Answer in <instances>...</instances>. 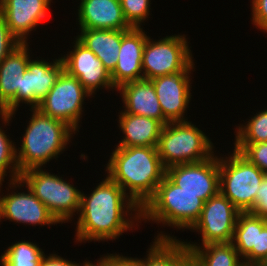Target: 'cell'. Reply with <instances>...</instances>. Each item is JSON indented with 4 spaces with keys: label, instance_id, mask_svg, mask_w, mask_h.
Masks as SVG:
<instances>
[{
    "label": "cell",
    "instance_id": "31",
    "mask_svg": "<svg viewBox=\"0 0 267 266\" xmlns=\"http://www.w3.org/2000/svg\"><path fill=\"white\" fill-rule=\"evenodd\" d=\"M267 259V219L257 216L256 248L242 259L245 263L262 264Z\"/></svg>",
    "mask_w": 267,
    "mask_h": 266
},
{
    "label": "cell",
    "instance_id": "25",
    "mask_svg": "<svg viewBox=\"0 0 267 266\" xmlns=\"http://www.w3.org/2000/svg\"><path fill=\"white\" fill-rule=\"evenodd\" d=\"M0 117L2 121V126H0V183H4L5 176L10 177L8 181L19 179L20 172L16 158L17 146H15V142L10 139V136L6 134L7 129L4 130L3 128V125L5 128H7V125L9 126L15 114L1 113Z\"/></svg>",
    "mask_w": 267,
    "mask_h": 266
},
{
    "label": "cell",
    "instance_id": "1",
    "mask_svg": "<svg viewBox=\"0 0 267 266\" xmlns=\"http://www.w3.org/2000/svg\"><path fill=\"white\" fill-rule=\"evenodd\" d=\"M94 188L90 195L82 191L75 242H113L124 232L138 229L141 208L116 182L106 175Z\"/></svg>",
    "mask_w": 267,
    "mask_h": 266
},
{
    "label": "cell",
    "instance_id": "29",
    "mask_svg": "<svg viewBox=\"0 0 267 266\" xmlns=\"http://www.w3.org/2000/svg\"><path fill=\"white\" fill-rule=\"evenodd\" d=\"M150 2L151 0H120L125 19L133 28H141L144 25L142 23L150 18Z\"/></svg>",
    "mask_w": 267,
    "mask_h": 266
},
{
    "label": "cell",
    "instance_id": "6",
    "mask_svg": "<svg viewBox=\"0 0 267 266\" xmlns=\"http://www.w3.org/2000/svg\"><path fill=\"white\" fill-rule=\"evenodd\" d=\"M45 170L43 167L28 169L20 174L19 179L59 223H68L79 213L82 192L62 175L60 177Z\"/></svg>",
    "mask_w": 267,
    "mask_h": 266
},
{
    "label": "cell",
    "instance_id": "27",
    "mask_svg": "<svg viewBox=\"0 0 267 266\" xmlns=\"http://www.w3.org/2000/svg\"><path fill=\"white\" fill-rule=\"evenodd\" d=\"M256 239L257 216L251 212H240L237 217L231 243L242 259L252 248H256Z\"/></svg>",
    "mask_w": 267,
    "mask_h": 266
},
{
    "label": "cell",
    "instance_id": "21",
    "mask_svg": "<svg viewBox=\"0 0 267 266\" xmlns=\"http://www.w3.org/2000/svg\"><path fill=\"white\" fill-rule=\"evenodd\" d=\"M118 115V127L124 134L123 139L115 146L136 147L151 146L157 147L163 124L145 116L131 115L123 111Z\"/></svg>",
    "mask_w": 267,
    "mask_h": 266
},
{
    "label": "cell",
    "instance_id": "10",
    "mask_svg": "<svg viewBox=\"0 0 267 266\" xmlns=\"http://www.w3.org/2000/svg\"><path fill=\"white\" fill-rule=\"evenodd\" d=\"M239 213L231 201L219 192L204 202L199 220L190 229L201 235V244L184 240L182 243L185 246H203L231 242Z\"/></svg>",
    "mask_w": 267,
    "mask_h": 266
},
{
    "label": "cell",
    "instance_id": "15",
    "mask_svg": "<svg viewBox=\"0 0 267 266\" xmlns=\"http://www.w3.org/2000/svg\"><path fill=\"white\" fill-rule=\"evenodd\" d=\"M74 38L73 49L63 56L61 54L64 70L76 77L93 97L99 89L115 90L111 74L101 60L76 37Z\"/></svg>",
    "mask_w": 267,
    "mask_h": 266
},
{
    "label": "cell",
    "instance_id": "3",
    "mask_svg": "<svg viewBox=\"0 0 267 266\" xmlns=\"http://www.w3.org/2000/svg\"><path fill=\"white\" fill-rule=\"evenodd\" d=\"M30 111V120L22 139L20 137L21 147L16 148L20 174L31 168H45L49 161L57 160L77 134L65 122L45 115L37 108H30Z\"/></svg>",
    "mask_w": 267,
    "mask_h": 266
},
{
    "label": "cell",
    "instance_id": "24",
    "mask_svg": "<svg viewBox=\"0 0 267 266\" xmlns=\"http://www.w3.org/2000/svg\"><path fill=\"white\" fill-rule=\"evenodd\" d=\"M186 247L194 266H240L243 263L231 242Z\"/></svg>",
    "mask_w": 267,
    "mask_h": 266
},
{
    "label": "cell",
    "instance_id": "26",
    "mask_svg": "<svg viewBox=\"0 0 267 266\" xmlns=\"http://www.w3.org/2000/svg\"><path fill=\"white\" fill-rule=\"evenodd\" d=\"M44 251L33 241L11 244L0 256L1 266H40Z\"/></svg>",
    "mask_w": 267,
    "mask_h": 266
},
{
    "label": "cell",
    "instance_id": "30",
    "mask_svg": "<svg viewBox=\"0 0 267 266\" xmlns=\"http://www.w3.org/2000/svg\"><path fill=\"white\" fill-rule=\"evenodd\" d=\"M233 149L267 174V142L234 143Z\"/></svg>",
    "mask_w": 267,
    "mask_h": 266
},
{
    "label": "cell",
    "instance_id": "2",
    "mask_svg": "<svg viewBox=\"0 0 267 266\" xmlns=\"http://www.w3.org/2000/svg\"><path fill=\"white\" fill-rule=\"evenodd\" d=\"M106 174L142 209L166 175L157 147H114Z\"/></svg>",
    "mask_w": 267,
    "mask_h": 266
},
{
    "label": "cell",
    "instance_id": "35",
    "mask_svg": "<svg viewBox=\"0 0 267 266\" xmlns=\"http://www.w3.org/2000/svg\"><path fill=\"white\" fill-rule=\"evenodd\" d=\"M102 257L108 262V266H143L142 258L128 257L117 254L102 255Z\"/></svg>",
    "mask_w": 267,
    "mask_h": 266
},
{
    "label": "cell",
    "instance_id": "37",
    "mask_svg": "<svg viewBox=\"0 0 267 266\" xmlns=\"http://www.w3.org/2000/svg\"><path fill=\"white\" fill-rule=\"evenodd\" d=\"M97 262H93L92 261H83V263L79 266H108V262L103 258V257H100L99 260H96Z\"/></svg>",
    "mask_w": 267,
    "mask_h": 266
},
{
    "label": "cell",
    "instance_id": "39",
    "mask_svg": "<svg viewBox=\"0 0 267 266\" xmlns=\"http://www.w3.org/2000/svg\"><path fill=\"white\" fill-rule=\"evenodd\" d=\"M240 266H263L262 264H254V263H245L243 262Z\"/></svg>",
    "mask_w": 267,
    "mask_h": 266
},
{
    "label": "cell",
    "instance_id": "34",
    "mask_svg": "<svg viewBox=\"0 0 267 266\" xmlns=\"http://www.w3.org/2000/svg\"><path fill=\"white\" fill-rule=\"evenodd\" d=\"M251 213L267 219V175L264 177L256 194L255 205Z\"/></svg>",
    "mask_w": 267,
    "mask_h": 266
},
{
    "label": "cell",
    "instance_id": "11",
    "mask_svg": "<svg viewBox=\"0 0 267 266\" xmlns=\"http://www.w3.org/2000/svg\"><path fill=\"white\" fill-rule=\"evenodd\" d=\"M36 59H29L27 70L21 74L17 98L2 113L16 114L21 103L37 108L64 70L61 57L51 62L43 58Z\"/></svg>",
    "mask_w": 267,
    "mask_h": 266
},
{
    "label": "cell",
    "instance_id": "18",
    "mask_svg": "<svg viewBox=\"0 0 267 266\" xmlns=\"http://www.w3.org/2000/svg\"><path fill=\"white\" fill-rule=\"evenodd\" d=\"M78 9L79 29L130 30L120 0H81Z\"/></svg>",
    "mask_w": 267,
    "mask_h": 266
},
{
    "label": "cell",
    "instance_id": "4",
    "mask_svg": "<svg viewBox=\"0 0 267 266\" xmlns=\"http://www.w3.org/2000/svg\"><path fill=\"white\" fill-rule=\"evenodd\" d=\"M203 205L198 195L183 191L165 175L153 197L141 209V221L190 230L199 220Z\"/></svg>",
    "mask_w": 267,
    "mask_h": 266
},
{
    "label": "cell",
    "instance_id": "13",
    "mask_svg": "<svg viewBox=\"0 0 267 266\" xmlns=\"http://www.w3.org/2000/svg\"><path fill=\"white\" fill-rule=\"evenodd\" d=\"M166 176L183 191L196 194L203 202L219 193V156L201 162L173 165Z\"/></svg>",
    "mask_w": 267,
    "mask_h": 266
},
{
    "label": "cell",
    "instance_id": "8",
    "mask_svg": "<svg viewBox=\"0 0 267 266\" xmlns=\"http://www.w3.org/2000/svg\"><path fill=\"white\" fill-rule=\"evenodd\" d=\"M186 35H168L157 41L148 36L142 57L143 79L183 72L194 60Z\"/></svg>",
    "mask_w": 267,
    "mask_h": 266
},
{
    "label": "cell",
    "instance_id": "22",
    "mask_svg": "<svg viewBox=\"0 0 267 266\" xmlns=\"http://www.w3.org/2000/svg\"><path fill=\"white\" fill-rule=\"evenodd\" d=\"M76 38L91 50L111 73L117 64L122 36L128 30L79 29Z\"/></svg>",
    "mask_w": 267,
    "mask_h": 266
},
{
    "label": "cell",
    "instance_id": "36",
    "mask_svg": "<svg viewBox=\"0 0 267 266\" xmlns=\"http://www.w3.org/2000/svg\"><path fill=\"white\" fill-rule=\"evenodd\" d=\"M79 263H74L66 258L59 256L58 254H50L49 256L44 254L40 266H79Z\"/></svg>",
    "mask_w": 267,
    "mask_h": 266
},
{
    "label": "cell",
    "instance_id": "33",
    "mask_svg": "<svg viewBox=\"0 0 267 266\" xmlns=\"http://www.w3.org/2000/svg\"><path fill=\"white\" fill-rule=\"evenodd\" d=\"M252 24L260 31L267 33V0H251Z\"/></svg>",
    "mask_w": 267,
    "mask_h": 266
},
{
    "label": "cell",
    "instance_id": "40",
    "mask_svg": "<svg viewBox=\"0 0 267 266\" xmlns=\"http://www.w3.org/2000/svg\"><path fill=\"white\" fill-rule=\"evenodd\" d=\"M263 266H267V259L262 263Z\"/></svg>",
    "mask_w": 267,
    "mask_h": 266
},
{
    "label": "cell",
    "instance_id": "23",
    "mask_svg": "<svg viewBox=\"0 0 267 266\" xmlns=\"http://www.w3.org/2000/svg\"><path fill=\"white\" fill-rule=\"evenodd\" d=\"M161 232L142 258L143 266H180L188 257L189 250L175 236Z\"/></svg>",
    "mask_w": 267,
    "mask_h": 266
},
{
    "label": "cell",
    "instance_id": "28",
    "mask_svg": "<svg viewBox=\"0 0 267 266\" xmlns=\"http://www.w3.org/2000/svg\"><path fill=\"white\" fill-rule=\"evenodd\" d=\"M247 123L236 126L234 143L267 142V108L249 117Z\"/></svg>",
    "mask_w": 267,
    "mask_h": 266
},
{
    "label": "cell",
    "instance_id": "9",
    "mask_svg": "<svg viewBox=\"0 0 267 266\" xmlns=\"http://www.w3.org/2000/svg\"><path fill=\"white\" fill-rule=\"evenodd\" d=\"M91 96L76 77L63 70L37 109L65 122L77 133L84 111L83 104L86 103L84 100Z\"/></svg>",
    "mask_w": 267,
    "mask_h": 266
},
{
    "label": "cell",
    "instance_id": "5",
    "mask_svg": "<svg viewBox=\"0 0 267 266\" xmlns=\"http://www.w3.org/2000/svg\"><path fill=\"white\" fill-rule=\"evenodd\" d=\"M214 148L211 139L191 121L164 125L157 145L165 168L209 159L215 154Z\"/></svg>",
    "mask_w": 267,
    "mask_h": 266
},
{
    "label": "cell",
    "instance_id": "32",
    "mask_svg": "<svg viewBox=\"0 0 267 266\" xmlns=\"http://www.w3.org/2000/svg\"><path fill=\"white\" fill-rule=\"evenodd\" d=\"M20 42L10 33L7 23L0 14V63L16 48Z\"/></svg>",
    "mask_w": 267,
    "mask_h": 266
},
{
    "label": "cell",
    "instance_id": "12",
    "mask_svg": "<svg viewBox=\"0 0 267 266\" xmlns=\"http://www.w3.org/2000/svg\"><path fill=\"white\" fill-rule=\"evenodd\" d=\"M8 187L12 189L6 195L0 196V222L9 220L11 222L23 223L28 225L51 226L60 224L55 217L48 211L47 207L32 193L20 179L8 182ZM3 183H0V191ZM27 191L18 192L22 187ZM14 189V191H13ZM16 191V192H15ZM1 193V192H0Z\"/></svg>",
    "mask_w": 267,
    "mask_h": 266
},
{
    "label": "cell",
    "instance_id": "16",
    "mask_svg": "<svg viewBox=\"0 0 267 266\" xmlns=\"http://www.w3.org/2000/svg\"><path fill=\"white\" fill-rule=\"evenodd\" d=\"M52 0H0V14L20 43H30L31 31L44 21ZM29 36V37H28ZM28 37V38H27Z\"/></svg>",
    "mask_w": 267,
    "mask_h": 266
},
{
    "label": "cell",
    "instance_id": "20",
    "mask_svg": "<svg viewBox=\"0 0 267 266\" xmlns=\"http://www.w3.org/2000/svg\"><path fill=\"white\" fill-rule=\"evenodd\" d=\"M29 43H20L0 63V109L2 112L17 98L21 74L27 70L30 56Z\"/></svg>",
    "mask_w": 267,
    "mask_h": 266
},
{
    "label": "cell",
    "instance_id": "38",
    "mask_svg": "<svg viewBox=\"0 0 267 266\" xmlns=\"http://www.w3.org/2000/svg\"><path fill=\"white\" fill-rule=\"evenodd\" d=\"M180 266H194V263L190 257H188Z\"/></svg>",
    "mask_w": 267,
    "mask_h": 266
},
{
    "label": "cell",
    "instance_id": "7",
    "mask_svg": "<svg viewBox=\"0 0 267 266\" xmlns=\"http://www.w3.org/2000/svg\"><path fill=\"white\" fill-rule=\"evenodd\" d=\"M229 155L219 157V192L240 212H251L256 194L267 174L235 149Z\"/></svg>",
    "mask_w": 267,
    "mask_h": 266
},
{
    "label": "cell",
    "instance_id": "19",
    "mask_svg": "<svg viewBox=\"0 0 267 266\" xmlns=\"http://www.w3.org/2000/svg\"><path fill=\"white\" fill-rule=\"evenodd\" d=\"M116 91H119L122 98L123 112L154 118L163 125L169 123L163 115L151 80L141 79L129 82L117 88Z\"/></svg>",
    "mask_w": 267,
    "mask_h": 266
},
{
    "label": "cell",
    "instance_id": "14",
    "mask_svg": "<svg viewBox=\"0 0 267 266\" xmlns=\"http://www.w3.org/2000/svg\"><path fill=\"white\" fill-rule=\"evenodd\" d=\"M194 65L193 61L183 72L151 79L163 115L169 122L188 121L185 113L192 97L190 74L195 71Z\"/></svg>",
    "mask_w": 267,
    "mask_h": 266
},
{
    "label": "cell",
    "instance_id": "17",
    "mask_svg": "<svg viewBox=\"0 0 267 266\" xmlns=\"http://www.w3.org/2000/svg\"><path fill=\"white\" fill-rule=\"evenodd\" d=\"M147 32L143 28H131L122 36L117 64L110 73L115 91L123 84L143 79L142 57Z\"/></svg>",
    "mask_w": 267,
    "mask_h": 266
}]
</instances>
